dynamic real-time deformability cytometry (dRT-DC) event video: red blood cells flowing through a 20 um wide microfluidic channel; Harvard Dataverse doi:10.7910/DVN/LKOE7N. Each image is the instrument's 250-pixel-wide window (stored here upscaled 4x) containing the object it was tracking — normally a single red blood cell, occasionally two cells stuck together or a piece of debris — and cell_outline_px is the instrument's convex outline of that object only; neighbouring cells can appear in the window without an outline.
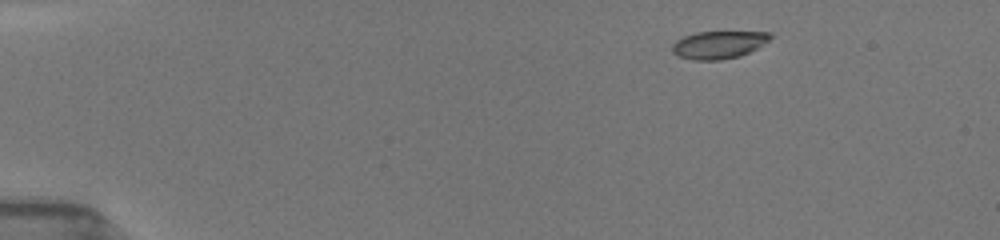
{"species": "common noctule bat (a hibernating species)", "species_latin": "Nyctalus noctula", "temperature_condition": "room temperature", "stored_images_in_passage": 20, "camera_frame_rate_fps": 3000, "um_per_image_px": 0.085, "animal": {"sex": "female", "body_mass_g": 19.5, "forearm_length_mm": 54.1}, "frame": {"image": 1, "passage_image": 3, "time_ms": 1.0, "image_size_px": [1000, 240], "cell_outline_px": [[772, 36], [768, 40], [756, 48], [740, 56], [720, 60], [692, 60], [680, 56], [672, 52], [672, 44], [676, 40], [684, 36], [696, 32], [772, 32]], "centroid_in_image_um": [61.05, 3.8], "position_along_channel_um": 23.9, "area_um2": 15.66}}
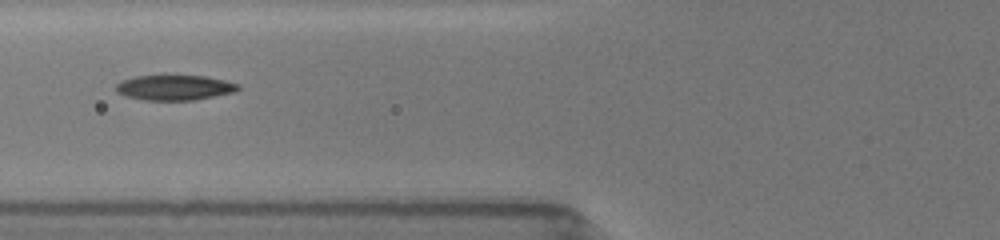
{"frame": {"image": 2, "passage_image": 15, "time_ms": 5.667, "image_size_px": [1000, 240], "cell_outline_px": [[240, 88], [236, 92], [196, 100], [144, 100], [124, 96], [116, 92], [116, 84], [124, 80], [136, 76], [204, 76], [224, 80], [240, 84]], "centroid_in_image_um": [14.87, 7.46], "position_along_channel_um": 110.9, "area_um2": 17.92}}
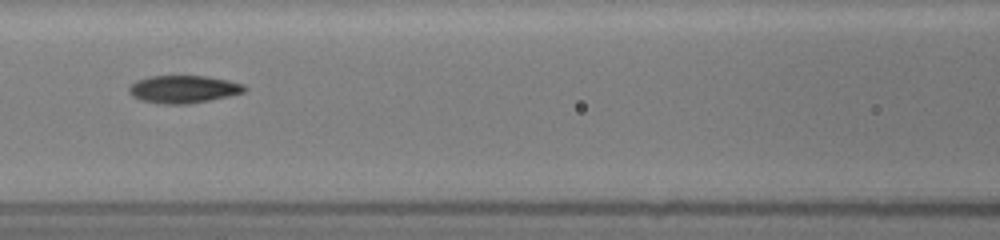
{"frame": {"image": 3, "passage_image": 18, "time_ms": 6.667, "image_size_px": [1000, 240], "cell_outline_px": [[248, 88], [244, 92], [228, 96], [188, 104], [164, 104], [140, 100], [132, 96], [128, 92], [128, 88], [136, 80], [148, 76], [204, 76], [228, 80], [244, 84]], "centroid_in_image_um": [15.57, 7.58], "position_along_channel_um": 151.0, "area_um2": 18.61}}